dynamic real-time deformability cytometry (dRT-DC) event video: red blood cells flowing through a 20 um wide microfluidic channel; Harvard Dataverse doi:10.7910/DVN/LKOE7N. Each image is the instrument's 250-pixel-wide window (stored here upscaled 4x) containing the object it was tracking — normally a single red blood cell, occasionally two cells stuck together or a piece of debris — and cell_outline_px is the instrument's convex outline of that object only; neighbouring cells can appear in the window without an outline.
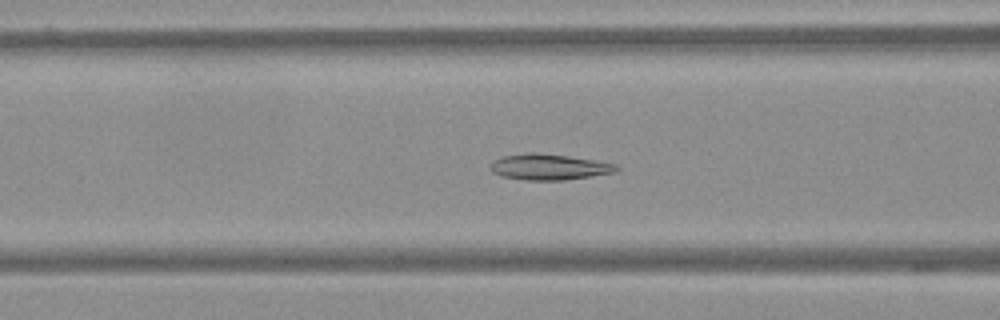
{"species": "Egyptian fruit bat (a non-hibernating species)", "species_latin": "Rousettus aegyptiacus", "temperature_condition": "warm", "stored_images_in_passage": 60, "camera_frame_rate_fps": 3000, "um_per_image_px": 0.085, "frame": {"image": 1, "passage_image": 24, "time_ms": 7.667, "image_size_px": [1000, 320], "cell_outline_px": [[620, 168], [616, 172], [564, 180], [524, 180], [500, 176], [492, 172], [488, 168], [492, 160], [504, 156], [528, 152], [532, 152], [568, 156], [616, 164]], "centroid_in_image_um": [46.61, 14.19], "position_along_channel_um": 120.0, "area_um2": 19.02}}
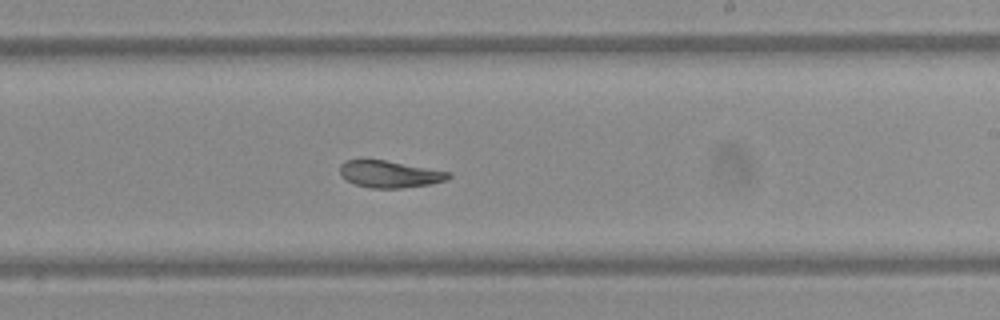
{"frame": {"image": 2, "passage_image": 36, "time_ms": 11.667, "image_size_px": [1000, 320], "cell_outline_px": [[452, 176], [448, 180], [428, 184], [400, 188], [372, 188], [356, 184], [340, 176], [340, 164], [348, 160], [384, 160], [452, 172]], "centroid_in_image_um": [33.15, 14.8], "position_along_channel_um": 255.8, "area_um2": 16.88}}
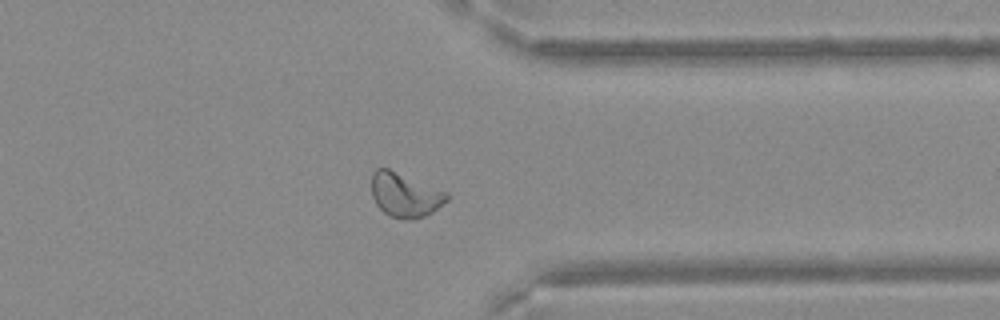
{"frame": {"image": 3, "passage_image": 47, "time_ms": 15.333, "image_size_px": [1000, 320], "cell_outline_px": [[448, 200], [432, 212], [424, 216], [412, 220], [400, 220], [388, 216], [376, 204], [372, 196], [372, 172], [376, 168], [388, 168], [448, 192]], "centroid_in_image_um": [34.41, 16.58], "position_along_channel_um": 377.0, "area_um2": 19.54}}